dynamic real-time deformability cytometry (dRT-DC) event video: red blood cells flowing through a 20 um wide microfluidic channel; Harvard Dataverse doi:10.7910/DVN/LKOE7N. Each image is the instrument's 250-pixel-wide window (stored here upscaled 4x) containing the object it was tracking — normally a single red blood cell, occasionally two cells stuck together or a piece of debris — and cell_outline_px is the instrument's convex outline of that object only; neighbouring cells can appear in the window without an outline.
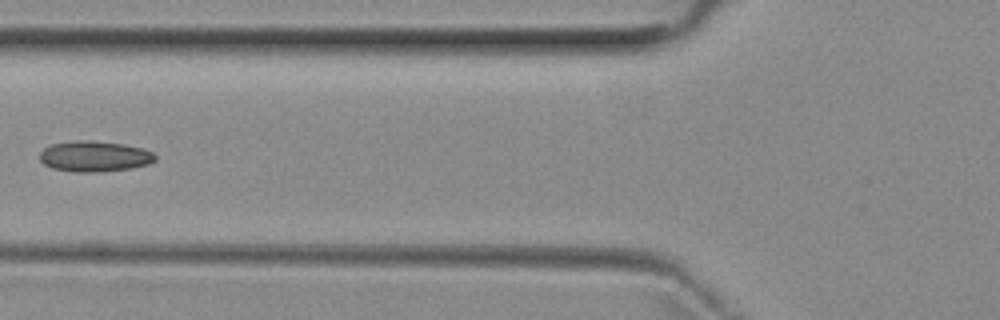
{"species": "common noctule bat (a hibernating species)", "species_latin": "Nyctalus noctula", "temperature_condition": "room temperature", "stored_images_in_passage": 5, "camera_frame_rate_fps": 3000, "um_per_image_px": 0.085, "animal": {"sex": "female", "body_mass_g": 29.2, "forearm_length_mm": 56.3}, "frame": {"image": 1, "passage_image": 5, "time_ms": 4.667, "image_size_px": [1000, 320], "cell_outline_px": [[156, 160], [148, 164], [132, 168], [100, 172], [72, 172], [52, 168], [44, 164], [40, 160], [40, 152], [44, 148], [52, 144], [80, 140], [88, 140], [124, 144], [144, 148], [152, 152], [156, 156]], "centroid_in_image_um": [8.05, 13.29], "position_along_channel_um": 117.8, "area_um2": 20.75}}